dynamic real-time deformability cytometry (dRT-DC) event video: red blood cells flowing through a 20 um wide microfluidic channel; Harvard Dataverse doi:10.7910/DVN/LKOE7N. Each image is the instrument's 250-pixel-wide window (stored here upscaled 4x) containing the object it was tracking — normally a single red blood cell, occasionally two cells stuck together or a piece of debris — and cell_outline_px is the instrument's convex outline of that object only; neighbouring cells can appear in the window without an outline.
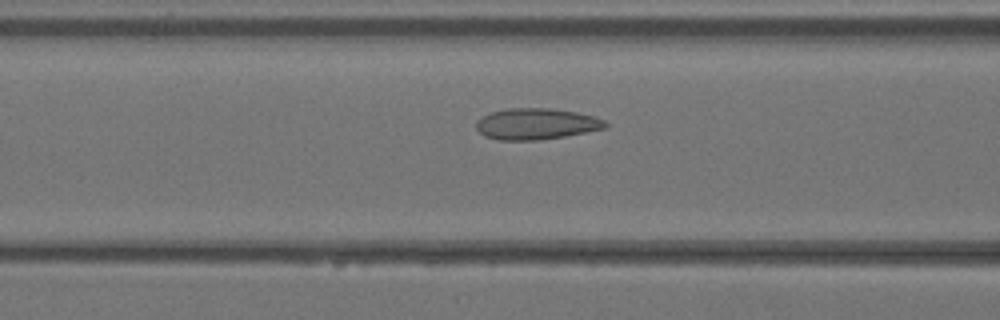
{"species": "Egyptian fruit bat (a non-hibernating species)", "species_latin": "Rousettus aegyptiacus", "temperature_condition": "warm", "stored_images_in_passage": 4, "camera_frame_rate_fps": 3000, "um_per_image_px": 0.085, "animal": {"sex": "female"}, "frame": {"image": 1, "passage_image": 4, "time_ms": 1.0, "image_size_px": [1000, 320], "cell_outline_px": [[608, 124], [604, 128], [564, 136], [540, 140], [496, 140], [484, 136], [476, 128], [476, 120], [492, 112], [508, 108], [548, 108], [576, 112], [592, 116], [604, 120]], "centroid_in_image_um": [45.53, 10.53], "position_along_channel_um": 121.1, "area_um2": 23.29}}